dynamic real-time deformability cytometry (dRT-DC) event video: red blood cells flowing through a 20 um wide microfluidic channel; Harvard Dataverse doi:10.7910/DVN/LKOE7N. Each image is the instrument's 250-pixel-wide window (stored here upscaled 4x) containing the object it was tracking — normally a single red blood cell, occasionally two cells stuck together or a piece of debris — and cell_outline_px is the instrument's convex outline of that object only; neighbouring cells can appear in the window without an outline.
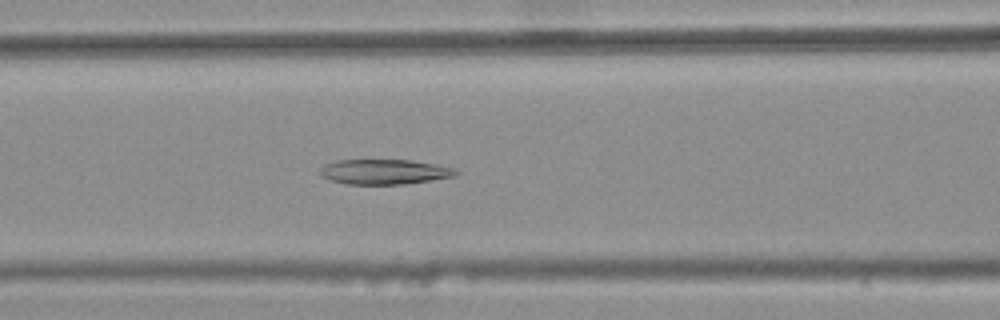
{"species": "common noctule bat (a hibernating species)", "species_latin": "Nyctalus noctula", "temperature_condition": "warm", "stored_images_in_passage": 47, "camera_frame_rate_fps": 3000, "um_per_image_px": 0.085, "animal": {"sex": "female", "body_mass_g": 25.1}, "frame": {"image": 1, "passage_image": 22, "time_ms": 7.0, "image_size_px": [1000, 320], "cell_outline_px": [[460, 172], [456, 176], [432, 180], [404, 184], [348, 184], [332, 180], [320, 176], [320, 168], [324, 164], [336, 160], [412, 160], [436, 164], [456, 168]], "centroid_in_image_um": [32.7, 14.6], "position_along_channel_um": 133.9, "area_um2": 19.94}}
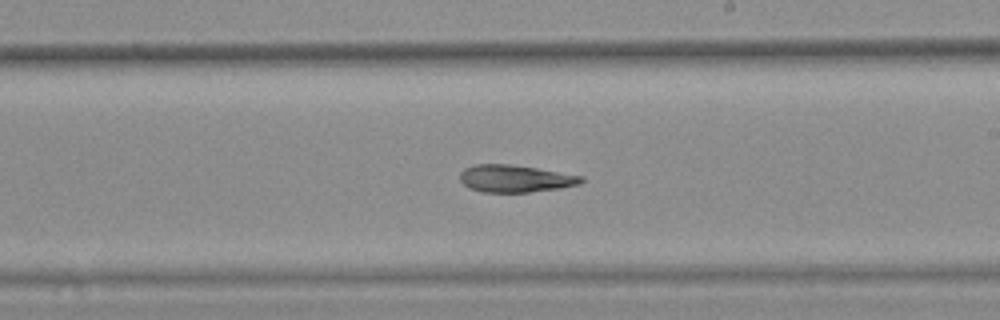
{"frame": {"image": 2, "passage_image": 31, "time_ms": 10.0, "image_size_px": [1000, 320], "cell_outline_px": [[584, 180], [580, 184], [560, 188], [528, 192], [484, 192], [468, 188], [460, 180], [460, 172], [464, 168], [476, 164], [508, 164], [536, 168], [584, 176]], "centroid_in_image_um": [43.78, 15.18], "position_along_channel_um": 245.2, "area_um2": 19.25}}
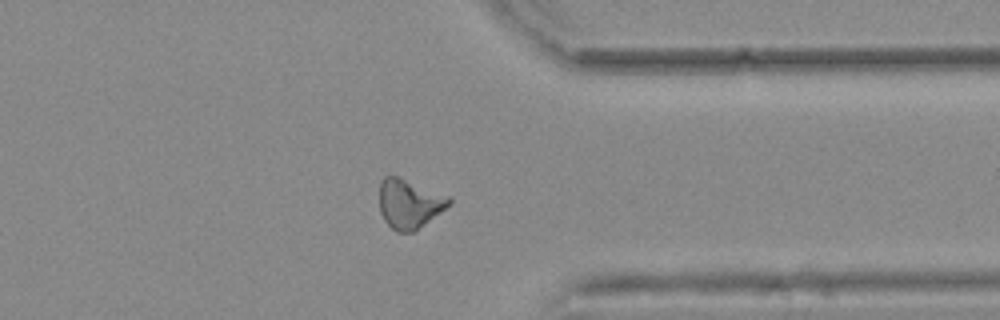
{"frame": {"image": 3, "passage_image": 42, "time_ms": 13.667, "image_size_px": [1000, 320], "cell_outline_px": [[452, 200], [444, 208], [416, 232], [396, 232], [384, 220], [380, 212], [380, 180], [384, 176], [396, 176], [452, 196]], "centroid_in_image_um": [34.79, 17.32], "position_along_channel_um": 376.6, "area_um2": 20.0}}